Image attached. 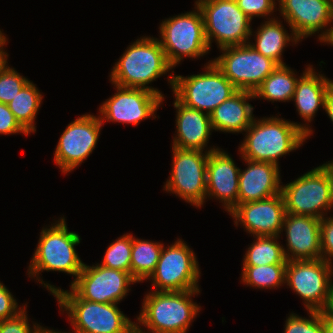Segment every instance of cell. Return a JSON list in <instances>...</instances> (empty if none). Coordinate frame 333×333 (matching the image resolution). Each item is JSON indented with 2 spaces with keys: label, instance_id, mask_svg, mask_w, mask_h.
I'll return each mask as SVG.
<instances>
[{
  "label": "cell",
  "instance_id": "2e32d148",
  "mask_svg": "<svg viewBox=\"0 0 333 333\" xmlns=\"http://www.w3.org/2000/svg\"><path fill=\"white\" fill-rule=\"evenodd\" d=\"M137 281L128 272L110 269L99 263L88 266L70 287L84 300L99 303L119 304L128 295V287Z\"/></svg>",
  "mask_w": 333,
  "mask_h": 333
},
{
  "label": "cell",
  "instance_id": "4fadbf2b",
  "mask_svg": "<svg viewBox=\"0 0 333 333\" xmlns=\"http://www.w3.org/2000/svg\"><path fill=\"white\" fill-rule=\"evenodd\" d=\"M333 265L324 259L288 261L285 285L304 300L307 311L322 312L328 303Z\"/></svg>",
  "mask_w": 333,
  "mask_h": 333
},
{
  "label": "cell",
  "instance_id": "3957f363",
  "mask_svg": "<svg viewBox=\"0 0 333 333\" xmlns=\"http://www.w3.org/2000/svg\"><path fill=\"white\" fill-rule=\"evenodd\" d=\"M171 69L173 67L168 62L158 38L142 36L127 47L113 66L110 81L112 85L154 92L164 100L160 90L147 85L169 73Z\"/></svg>",
  "mask_w": 333,
  "mask_h": 333
},
{
  "label": "cell",
  "instance_id": "b9f144b4",
  "mask_svg": "<svg viewBox=\"0 0 333 333\" xmlns=\"http://www.w3.org/2000/svg\"><path fill=\"white\" fill-rule=\"evenodd\" d=\"M328 316L333 317V281L330 289L329 299L326 308L323 310Z\"/></svg>",
  "mask_w": 333,
  "mask_h": 333
},
{
  "label": "cell",
  "instance_id": "f546056e",
  "mask_svg": "<svg viewBox=\"0 0 333 333\" xmlns=\"http://www.w3.org/2000/svg\"><path fill=\"white\" fill-rule=\"evenodd\" d=\"M287 264L243 266L241 282L259 289H274L285 284Z\"/></svg>",
  "mask_w": 333,
  "mask_h": 333
},
{
  "label": "cell",
  "instance_id": "6da1fadb",
  "mask_svg": "<svg viewBox=\"0 0 333 333\" xmlns=\"http://www.w3.org/2000/svg\"><path fill=\"white\" fill-rule=\"evenodd\" d=\"M50 228H42L38 245L34 250L32 260L29 264V277H36L39 283L55 295L58 288L39 277L43 271H59L73 275L77 279L82 271L84 262L79 258L75 246L80 244V236L75 232L68 231L65 217L58 219L50 225ZM39 278V279H38ZM41 279V280H40Z\"/></svg>",
  "mask_w": 333,
  "mask_h": 333
},
{
  "label": "cell",
  "instance_id": "7402d4cb",
  "mask_svg": "<svg viewBox=\"0 0 333 333\" xmlns=\"http://www.w3.org/2000/svg\"><path fill=\"white\" fill-rule=\"evenodd\" d=\"M332 83L333 80H329L325 75L323 76L319 72L317 74L310 64L299 77L292 101L295 102L300 117L304 122H308L301 123V129L308 136L313 134V130L308 124L313 120L319 107L324 109L326 93Z\"/></svg>",
  "mask_w": 333,
  "mask_h": 333
},
{
  "label": "cell",
  "instance_id": "ffe728a7",
  "mask_svg": "<svg viewBox=\"0 0 333 333\" xmlns=\"http://www.w3.org/2000/svg\"><path fill=\"white\" fill-rule=\"evenodd\" d=\"M320 220L286 213L282 232H286L287 247L283 250L287 261L322 259Z\"/></svg>",
  "mask_w": 333,
  "mask_h": 333
},
{
  "label": "cell",
  "instance_id": "60d3db41",
  "mask_svg": "<svg viewBox=\"0 0 333 333\" xmlns=\"http://www.w3.org/2000/svg\"><path fill=\"white\" fill-rule=\"evenodd\" d=\"M323 329L324 333H333V317L328 316L323 311Z\"/></svg>",
  "mask_w": 333,
  "mask_h": 333
},
{
  "label": "cell",
  "instance_id": "d6986e66",
  "mask_svg": "<svg viewBox=\"0 0 333 333\" xmlns=\"http://www.w3.org/2000/svg\"><path fill=\"white\" fill-rule=\"evenodd\" d=\"M240 169L223 149L209 152L206 173V199L215 197L231 212L238 205Z\"/></svg>",
  "mask_w": 333,
  "mask_h": 333
},
{
  "label": "cell",
  "instance_id": "5b68a950",
  "mask_svg": "<svg viewBox=\"0 0 333 333\" xmlns=\"http://www.w3.org/2000/svg\"><path fill=\"white\" fill-rule=\"evenodd\" d=\"M54 297L62 313L66 311L75 333H129L133 322L117 304L90 302L71 287L60 289ZM63 309V310H62ZM71 333V332H69Z\"/></svg>",
  "mask_w": 333,
  "mask_h": 333
},
{
  "label": "cell",
  "instance_id": "7bdbcfd3",
  "mask_svg": "<svg viewBox=\"0 0 333 333\" xmlns=\"http://www.w3.org/2000/svg\"><path fill=\"white\" fill-rule=\"evenodd\" d=\"M151 332L152 333H160V332H153V331H150V330L145 331V329L143 331V328H141L140 325H138V323H136V322H133V324L131 326V331H130V333H151Z\"/></svg>",
  "mask_w": 333,
  "mask_h": 333
},
{
  "label": "cell",
  "instance_id": "8992f818",
  "mask_svg": "<svg viewBox=\"0 0 333 333\" xmlns=\"http://www.w3.org/2000/svg\"><path fill=\"white\" fill-rule=\"evenodd\" d=\"M281 194L286 213L322 219L333 209L332 171L325 163L315 167L285 186L281 184Z\"/></svg>",
  "mask_w": 333,
  "mask_h": 333
},
{
  "label": "cell",
  "instance_id": "52a82bcc",
  "mask_svg": "<svg viewBox=\"0 0 333 333\" xmlns=\"http://www.w3.org/2000/svg\"><path fill=\"white\" fill-rule=\"evenodd\" d=\"M204 66L203 73L187 77L170 74L168 81L180 103L210 115L238 90L212 60Z\"/></svg>",
  "mask_w": 333,
  "mask_h": 333
},
{
  "label": "cell",
  "instance_id": "f6af8a7d",
  "mask_svg": "<svg viewBox=\"0 0 333 333\" xmlns=\"http://www.w3.org/2000/svg\"><path fill=\"white\" fill-rule=\"evenodd\" d=\"M332 171V174H333V160L332 161H328V163L326 162L325 163Z\"/></svg>",
  "mask_w": 333,
  "mask_h": 333
},
{
  "label": "cell",
  "instance_id": "4dcf8cb0",
  "mask_svg": "<svg viewBox=\"0 0 333 333\" xmlns=\"http://www.w3.org/2000/svg\"><path fill=\"white\" fill-rule=\"evenodd\" d=\"M131 250L132 235L126 233L108 246L100 265L130 273Z\"/></svg>",
  "mask_w": 333,
  "mask_h": 333
},
{
  "label": "cell",
  "instance_id": "e575fe53",
  "mask_svg": "<svg viewBox=\"0 0 333 333\" xmlns=\"http://www.w3.org/2000/svg\"><path fill=\"white\" fill-rule=\"evenodd\" d=\"M239 9L251 20L254 17L271 16L275 11L276 0H235ZM273 12V13H272Z\"/></svg>",
  "mask_w": 333,
  "mask_h": 333
},
{
  "label": "cell",
  "instance_id": "1f68e13d",
  "mask_svg": "<svg viewBox=\"0 0 333 333\" xmlns=\"http://www.w3.org/2000/svg\"><path fill=\"white\" fill-rule=\"evenodd\" d=\"M30 80L6 63L0 69V103L8 104Z\"/></svg>",
  "mask_w": 333,
  "mask_h": 333
},
{
  "label": "cell",
  "instance_id": "d4e9b609",
  "mask_svg": "<svg viewBox=\"0 0 333 333\" xmlns=\"http://www.w3.org/2000/svg\"><path fill=\"white\" fill-rule=\"evenodd\" d=\"M274 18H267L260 27L257 28L255 44L249 42V44L263 56L268 57L275 61L278 65H286L282 60V53L287 47L286 45L293 42L297 44L301 41L292 31L287 33L280 20Z\"/></svg>",
  "mask_w": 333,
  "mask_h": 333
},
{
  "label": "cell",
  "instance_id": "ee69618b",
  "mask_svg": "<svg viewBox=\"0 0 333 333\" xmlns=\"http://www.w3.org/2000/svg\"><path fill=\"white\" fill-rule=\"evenodd\" d=\"M38 333H66V332H59L42 327Z\"/></svg>",
  "mask_w": 333,
  "mask_h": 333
},
{
  "label": "cell",
  "instance_id": "836d02e7",
  "mask_svg": "<svg viewBox=\"0 0 333 333\" xmlns=\"http://www.w3.org/2000/svg\"><path fill=\"white\" fill-rule=\"evenodd\" d=\"M27 304L22 311L15 317L0 321V333H38L42 328L41 325L33 323V328L29 324L28 314L26 311ZM37 324V325H36Z\"/></svg>",
  "mask_w": 333,
  "mask_h": 333
},
{
  "label": "cell",
  "instance_id": "484cf974",
  "mask_svg": "<svg viewBox=\"0 0 333 333\" xmlns=\"http://www.w3.org/2000/svg\"><path fill=\"white\" fill-rule=\"evenodd\" d=\"M296 74L287 65H278L254 91V97L273 103L291 101L299 80Z\"/></svg>",
  "mask_w": 333,
  "mask_h": 333
},
{
  "label": "cell",
  "instance_id": "4316f807",
  "mask_svg": "<svg viewBox=\"0 0 333 333\" xmlns=\"http://www.w3.org/2000/svg\"><path fill=\"white\" fill-rule=\"evenodd\" d=\"M43 95L36 85L29 81L8 103L19 124L30 134L36 132L35 118L42 103Z\"/></svg>",
  "mask_w": 333,
  "mask_h": 333
},
{
  "label": "cell",
  "instance_id": "ab89813d",
  "mask_svg": "<svg viewBox=\"0 0 333 333\" xmlns=\"http://www.w3.org/2000/svg\"><path fill=\"white\" fill-rule=\"evenodd\" d=\"M7 38L6 36H4L1 40H0V69L6 64L7 62V58H8V53H6L5 49L3 48L4 45H6L7 43Z\"/></svg>",
  "mask_w": 333,
  "mask_h": 333
},
{
  "label": "cell",
  "instance_id": "30bf717a",
  "mask_svg": "<svg viewBox=\"0 0 333 333\" xmlns=\"http://www.w3.org/2000/svg\"><path fill=\"white\" fill-rule=\"evenodd\" d=\"M167 248V249H166ZM163 247L158 263L151 276L154 291L180 292L200 290V269L193 250L182 239Z\"/></svg>",
  "mask_w": 333,
  "mask_h": 333
},
{
  "label": "cell",
  "instance_id": "e0dca14e",
  "mask_svg": "<svg viewBox=\"0 0 333 333\" xmlns=\"http://www.w3.org/2000/svg\"><path fill=\"white\" fill-rule=\"evenodd\" d=\"M117 92L99 108L101 122L111 121L138 125L142 120L154 117L163 98L145 89L114 85Z\"/></svg>",
  "mask_w": 333,
  "mask_h": 333
},
{
  "label": "cell",
  "instance_id": "277c9868",
  "mask_svg": "<svg viewBox=\"0 0 333 333\" xmlns=\"http://www.w3.org/2000/svg\"><path fill=\"white\" fill-rule=\"evenodd\" d=\"M198 293L200 290L151 291L144 296L137 323L153 332L187 333L201 309L191 298Z\"/></svg>",
  "mask_w": 333,
  "mask_h": 333
},
{
  "label": "cell",
  "instance_id": "ac0fdd59",
  "mask_svg": "<svg viewBox=\"0 0 333 333\" xmlns=\"http://www.w3.org/2000/svg\"><path fill=\"white\" fill-rule=\"evenodd\" d=\"M236 226L242 225L253 236L280 237L286 208L282 194L266 199L241 203L230 213Z\"/></svg>",
  "mask_w": 333,
  "mask_h": 333
},
{
  "label": "cell",
  "instance_id": "83f0119b",
  "mask_svg": "<svg viewBox=\"0 0 333 333\" xmlns=\"http://www.w3.org/2000/svg\"><path fill=\"white\" fill-rule=\"evenodd\" d=\"M163 244L132 236L130 274L139 283L147 280L156 268Z\"/></svg>",
  "mask_w": 333,
  "mask_h": 333
},
{
  "label": "cell",
  "instance_id": "74e56055",
  "mask_svg": "<svg viewBox=\"0 0 333 333\" xmlns=\"http://www.w3.org/2000/svg\"><path fill=\"white\" fill-rule=\"evenodd\" d=\"M24 307L18 306L11 292L0 282V321L15 317Z\"/></svg>",
  "mask_w": 333,
  "mask_h": 333
},
{
  "label": "cell",
  "instance_id": "9a60e30c",
  "mask_svg": "<svg viewBox=\"0 0 333 333\" xmlns=\"http://www.w3.org/2000/svg\"><path fill=\"white\" fill-rule=\"evenodd\" d=\"M277 1L278 11L300 40L319 31H321L318 35L320 42L329 44L333 40V26L329 25L333 22V6L329 0ZM328 25L330 28H327Z\"/></svg>",
  "mask_w": 333,
  "mask_h": 333
},
{
  "label": "cell",
  "instance_id": "7c38bea8",
  "mask_svg": "<svg viewBox=\"0 0 333 333\" xmlns=\"http://www.w3.org/2000/svg\"><path fill=\"white\" fill-rule=\"evenodd\" d=\"M219 50L222 54L212 61L239 91L254 93L278 66L275 61L263 56L249 43Z\"/></svg>",
  "mask_w": 333,
  "mask_h": 333
},
{
  "label": "cell",
  "instance_id": "5bb4252c",
  "mask_svg": "<svg viewBox=\"0 0 333 333\" xmlns=\"http://www.w3.org/2000/svg\"><path fill=\"white\" fill-rule=\"evenodd\" d=\"M103 123L99 116L84 114L68 124L54 151V161L69 173L76 169L95 149Z\"/></svg>",
  "mask_w": 333,
  "mask_h": 333
},
{
  "label": "cell",
  "instance_id": "ba28073f",
  "mask_svg": "<svg viewBox=\"0 0 333 333\" xmlns=\"http://www.w3.org/2000/svg\"><path fill=\"white\" fill-rule=\"evenodd\" d=\"M194 6L195 10L170 17L160 24L161 39L158 40L173 68L184 56L197 59L210 50L202 12L196 3Z\"/></svg>",
  "mask_w": 333,
  "mask_h": 333
},
{
  "label": "cell",
  "instance_id": "8d00e7d4",
  "mask_svg": "<svg viewBox=\"0 0 333 333\" xmlns=\"http://www.w3.org/2000/svg\"><path fill=\"white\" fill-rule=\"evenodd\" d=\"M18 133L25 134L26 136L29 135V133L15 119L8 104L0 103V134L10 135Z\"/></svg>",
  "mask_w": 333,
  "mask_h": 333
},
{
  "label": "cell",
  "instance_id": "603a6c76",
  "mask_svg": "<svg viewBox=\"0 0 333 333\" xmlns=\"http://www.w3.org/2000/svg\"><path fill=\"white\" fill-rule=\"evenodd\" d=\"M173 104L177 112L175 120L177 133L173 138V147L204 151L213 131L210 115L189 108L176 98Z\"/></svg>",
  "mask_w": 333,
  "mask_h": 333
},
{
  "label": "cell",
  "instance_id": "d6a6232c",
  "mask_svg": "<svg viewBox=\"0 0 333 333\" xmlns=\"http://www.w3.org/2000/svg\"><path fill=\"white\" fill-rule=\"evenodd\" d=\"M309 318L291 313L285 321L284 333H324L323 311H307Z\"/></svg>",
  "mask_w": 333,
  "mask_h": 333
},
{
  "label": "cell",
  "instance_id": "bcb514c9",
  "mask_svg": "<svg viewBox=\"0 0 333 333\" xmlns=\"http://www.w3.org/2000/svg\"><path fill=\"white\" fill-rule=\"evenodd\" d=\"M4 37V33L0 30V40Z\"/></svg>",
  "mask_w": 333,
  "mask_h": 333
},
{
  "label": "cell",
  "instance_id": "cb8c5ba5",
  "mask_svg": "<svg viewBox=\"0 0 333 333\" xmlns=\"http://www.w3.org/2000/svg\"><path fill=\"white\" fill-rule=\"evenodd\" d=\"M254 98L253 92L238 90L210 114L212 129L235 134L245 132L255 118L254 107L248 102Z\"/></svg>",
  "mask_w": 333,
  "mask_h": 333
},
{
  "label": "cell",
  "instance_id": "f1b7e54d",
  "mask_svg": "<svg viewBox=\"0 0 333 333\" xmlns=\"http://www.w3.org/2000/svg\"><path fill=\"white\" fill-rule=\"evenodd\" d=\"M250 247L247 249L243 266H260L271 264H287L284 254V246L279 242L277 236H255Z\"/></svg>",
  "mask_w": 333,
  "mask_h": 333
},
{
  "label": "cell",
  "instance_id": "d590c367",
  "mask_svg": "<svg viewBox=\"0 0 333 333\" xmlns=\"http://www.w3.org/2000/svg\"><path fill=\"white\" fill-rule=\"evenodd\" d=\"M320 242L322 259L329 264L333 259V216L323 217L320 220ZM332 258V259H331Z\"/></svg>",
  "mask_w": 333,
  "mask_h": 333
},
{
  "label": "cell",
  "instance_id": "7a4b0ae2",
  "mask_svg": "<svg viewBox=\"0 0 333 333\" xmlns=\"http://www.w3.org/2000/svg\"><path fill=\"white\" fill-rule=\"evenodd\" d=\"M255 119L238 148L242 159L279 165V157L298 149L309 137L297 122L278 116Z\"/></svg>",
  "mask_w": 333,
  "mask_h": 333
},
{
  "label": "cell",
  "instance_id": "8fae6325",
  "mask_svg": "<svg viewBox=\"0 0 333 333\" xmlns=\"http://www.w3.org/2000/svg\"><path fill=\"white\" fill-rule=\"evenodd\" d=\"M180 149L172 146V170L164 185V190L176 194L185 202L201 208L206 199V173L209 152ZM205 152V153H203Z\"/></svg>",
  "mask_w": 333,
  "mask_h": 333
},
{
  "label": "cell",
  "instance_id": "f35d334b",
  "mask_svg": "<svg viewBox=\"0 0 333 333\" xmlns=\"http://www.w3.org/2000/svg\"><path fill=\"white\" fill-rule=\"evenodd\" d=\"M324 110L328 114L330 120L333 122V83L327 90Z\"/></svg>",
  "mask_w": 333,
  "mask_h": 333
},
{
  "label": "cell",
  "instance_id": "44dd1931",
  "mask_svg": "<svg viewBox=\"0 0 333 333\" xmlns=\"http://www.w3.org/2000/svg\"><path fill=\"white\" fill-rule=\"evenodd\" d=\"M248 167L240 169L238 205L281 193L279 165L243 159Z\"/></svg>",
  "mask_w": 333,
  "mask_h": 333
},
{
  "label": "cell",
  "instance_id": "9c48e42d",
  "mask_svg": "<svg viewBox=\"0 0 333 333\" xmlns=\"http://www.w3.org/2000/svg\"><path fill=\"white\" fill-rule=\"evenodd\" d=\"M195 3L203 15L210 49L213 40L219 49L250 42L253 36L251 20L239 9L235 0H196Z\"/></svg>",
  "mask_w": 333,
  "mask_h": 333
}]
</instances>
